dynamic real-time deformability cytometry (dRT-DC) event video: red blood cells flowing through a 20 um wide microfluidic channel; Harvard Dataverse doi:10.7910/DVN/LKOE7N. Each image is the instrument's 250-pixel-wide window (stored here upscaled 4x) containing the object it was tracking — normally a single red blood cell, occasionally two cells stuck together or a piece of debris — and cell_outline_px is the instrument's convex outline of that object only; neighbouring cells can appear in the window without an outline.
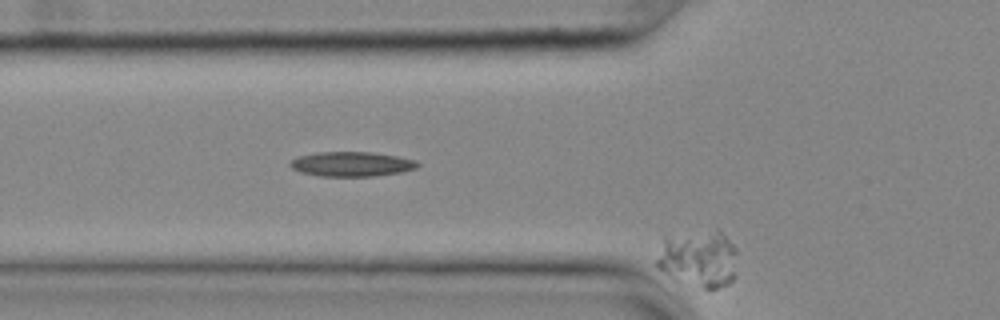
{"species": "common noctule bat (a hibernating species)", "species_latin": "Nyctalus noctula", "temperature_condition": "cold", "stored_images_in_passage": 21, "segment_of_instrument_passage": [2, 2], "camera_frame_rate_fps": 3000, "um_per_image_px": 0.085, "animal": {"sex": "female", "body_mass_g": 25.1}, "frame": {"image": 1, "passage_image": 21, "time_ms": 6.667, "image_size_px": [1000, 320], "cell_outline_px": [[736, 276], [728, 284], [716, 288], [704, 288], [672, 280], [656, 268], [656, 260], [664, 236], [716, 228], [720, 228], [736, 248]], "centroid_in_image_um": [59.37, 21.96], "position_along_channel_um": 66.4, "area_um2": 27.69}}